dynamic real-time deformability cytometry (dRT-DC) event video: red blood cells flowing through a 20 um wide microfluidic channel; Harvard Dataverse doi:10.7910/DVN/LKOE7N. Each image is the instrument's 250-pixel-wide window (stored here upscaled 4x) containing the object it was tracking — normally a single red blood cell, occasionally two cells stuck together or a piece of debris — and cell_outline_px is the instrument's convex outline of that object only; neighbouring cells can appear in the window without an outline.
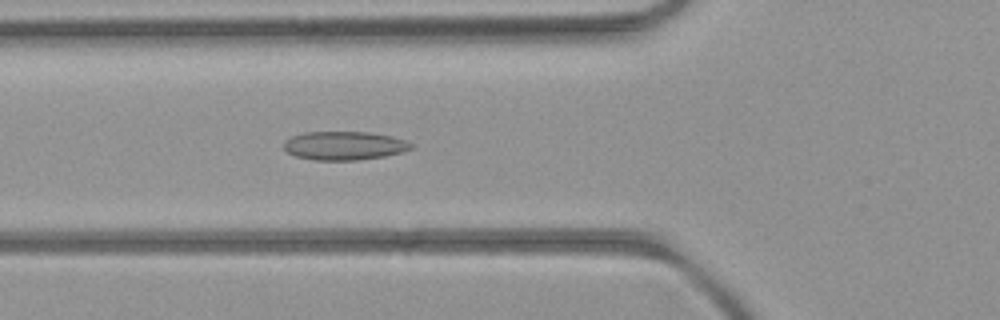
{"species": "common noctule bat (a hibernating species)", "species_latin": "Nyctalus noctula", "temperature_condition": "room temperature", "stored_images_in_passage": 43, "camera_frame_rate_fps": 3000, "um_per_image_px": 0.085, "animal": {"sex": "female", "body_mass_g": 21.9}, "frame": {"image": 1, "passage_image": 10, "time_ms": 3.0, "image_size_px": [1000, 320], "cell_outline_px": [[412, 148], [404, 152], [384, 156], [356, 160], [312, 160], [296, 156], [288, 152], [284, 148], [284, 140], [292, 136], [304, 132], [368, 132], [392, 136], [404, 140], [412, 144]], "centroid_in_image_um": [29.25, 12.38], "position_along_channel_um": 96.5, "area_um2": 21.21}}
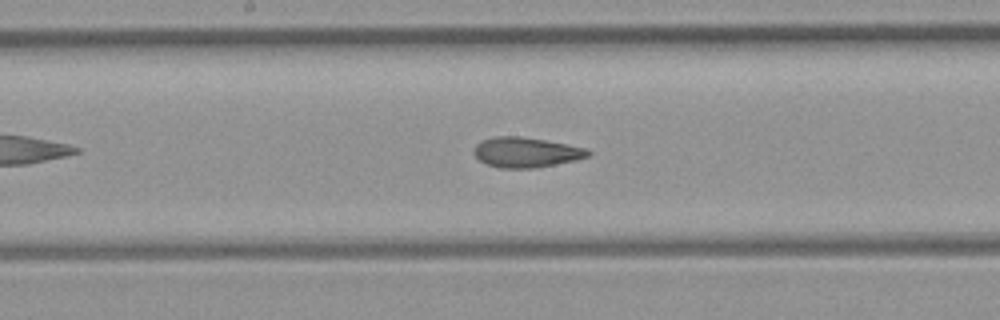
{"frame": {"image": 2, "passage_image": 18, "time_ms": 5.667, "image_size_px": [1000, 320], "cell_outline_px": [[592, 156], [576, 160], [536, 168], [500, 168], [488, 164], [480, 160], [472, 152], [476, 144], [480, 140], [496, 136], [520, 136], [568, 144], [588, 148], [592, 152]], "centroid_in_image_um": [44.75, 12.94], "position_along_channel_um": 203.4, "area_um2": 20.23}}
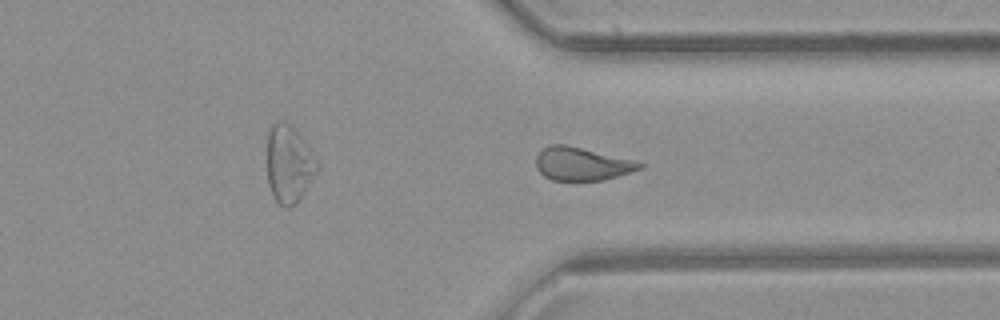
{"frame": {"image": 3, "passage_image": 30, "time_ms": 9.667, "image_size_px": [1000, 320], "cell_outline_px": [[644, 164], [640, 168], [604, 180], [552, 180], [544, 176], [536, 168], [536, 156], [548, 144], [564, 144], [632, 160]], "centroid_in_image_um": [49.38, 13.93], "position_along_channel_um": 362.0, "area_um2": 19.54}, "authors_computed_cell_mechanics": {"area_um2": 20.4034, "velocity_mm_per_s": 3.9761, "shape_relaxation_time_tau1_ms": null, "shape_relaxation_time_tau2_ms": 2.4681, "deformation_change_tau1": null, "deformation_change_tau2": 0.0839}}